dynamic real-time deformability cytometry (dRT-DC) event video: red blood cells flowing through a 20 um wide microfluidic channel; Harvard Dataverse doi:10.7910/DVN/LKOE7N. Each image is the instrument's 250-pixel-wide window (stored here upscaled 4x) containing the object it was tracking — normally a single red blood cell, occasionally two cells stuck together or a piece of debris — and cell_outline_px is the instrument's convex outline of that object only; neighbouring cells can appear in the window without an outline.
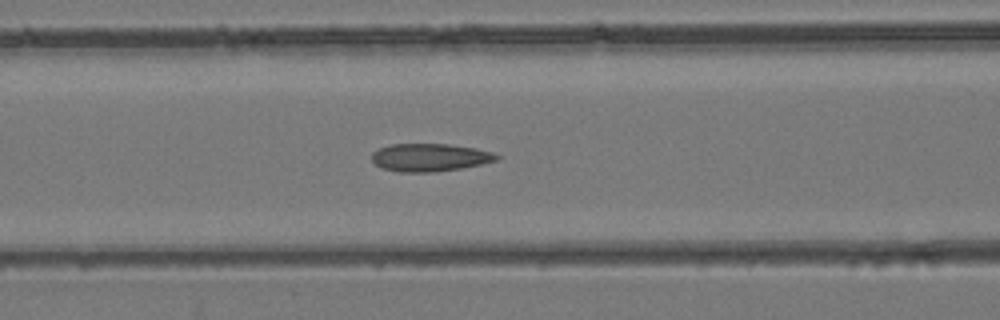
{"species": "common noctule bat (a hibernating species)", "species_latin": "Nyctalus noctula", "temperature_condition": "room temperature", "stored_images_in_passage": 44, "camera_frame_rate_fps": 3000, "um_per_image_px": 0.085, "animal": {"sex": "female", "body_mass_g": 24.6, "forearm_length_mm": 56.2}, "frame": {"image": 1, "passage_image": 18, "time_ms": 5.667, "image_size_px": [1000, 320], "cell_outline_px": [[500, 156], [496, 160], [480, 164], [460, 168], [436, 172], [400, 172], [380, 168], [372, 160], [372, 152], [380, 148], [392, 144], [448, 144], [476, 148], [492, 152]], "centroid_in_image_um": [36.51, 13.38], "position_along_channel_um": 130.1, "area_um2": 20.17}}
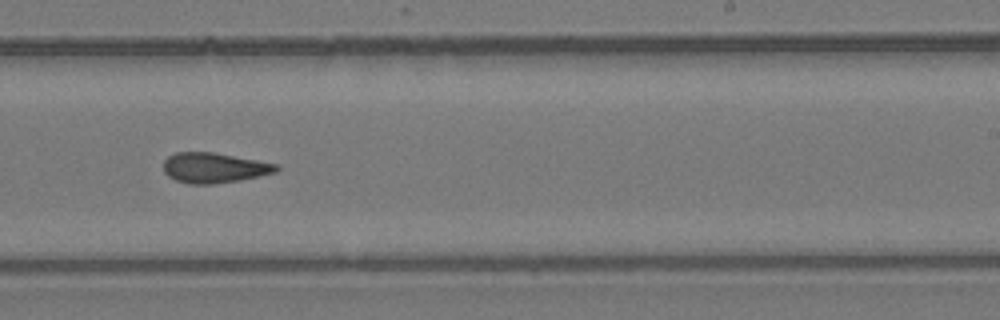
{"frame": {"image": 2, "passage_image": 27, "time_ms": 8.667, "image_size_px": [1000, 320], "cell_outline_px": [[280, 168], [276, 172], [240, 180], [212, 184], [188, 184], [176, 180], [168, 176], [164, 172], [164, 160], [168, 156], [176, 152], [212, 152], [280, 164]], "centroid_in_image_um": [18.21, 14.26], "position_along_channel_um": 270.8, "area_um2": 19.88}}
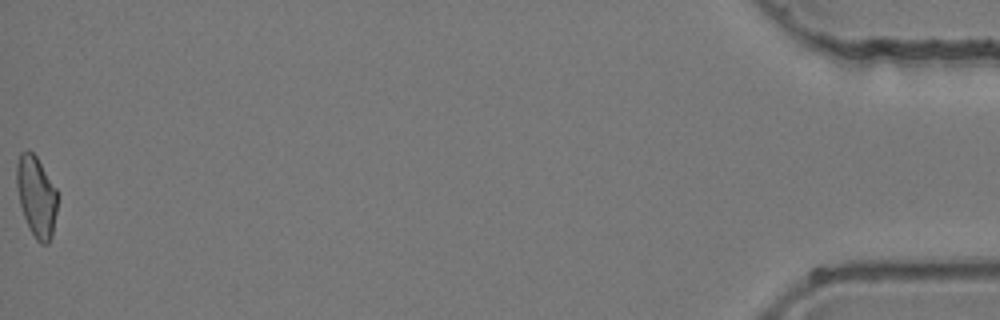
{"frame": {"image": 3, "passage_image": 44, "time_ms": 14.333, "image_size_px": [1000, 320], "cell_outline_px": [[56, 212], [52, 236], [48, 244], [40, 244], [36, 240], [28, 228], [20, 204], [16, 184], [16, 164], [20, 152], [28, 148], [36, 156], [56, 188]], "centroid_in_image_um": [3.07, 16.69], "position_along_channel_um": 432.1, "area_um2": 19.25}}